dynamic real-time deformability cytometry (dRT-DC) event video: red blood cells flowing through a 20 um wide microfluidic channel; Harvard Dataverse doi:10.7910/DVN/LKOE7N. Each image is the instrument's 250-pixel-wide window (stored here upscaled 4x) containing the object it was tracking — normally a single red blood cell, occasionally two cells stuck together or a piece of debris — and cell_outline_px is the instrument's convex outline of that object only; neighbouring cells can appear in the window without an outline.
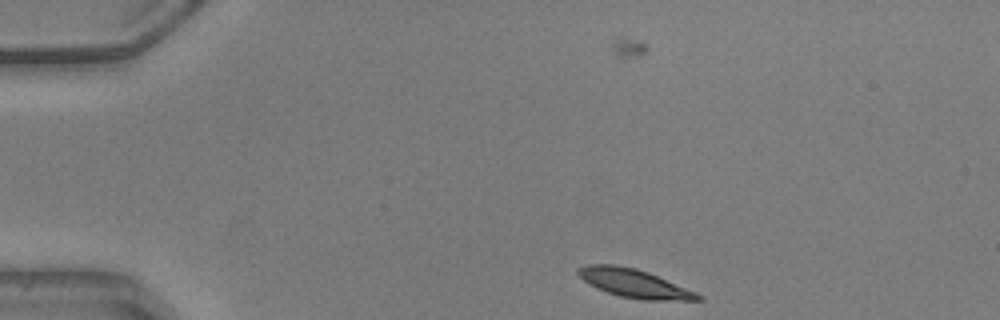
{"species": "common noctule bat (a hibernating species)", "species_latin": "Nyctalus noctula", "temperature_condition": "warm", "stored_images_in_passage": 11, "camera_frame_rate_fps": 3000, "um_per_image_px": 0.085, "animal": {"sex": "male", "body_mass_g": 20.5, "forearm_length_mm": 52.5}, "frame": {"image": 1, "passage_image": 1, "time_ms": 0.0, "image_size_px": [1000, 320], "cell_outline_px": [[704, 300], [644, 300], [620, 296], [596, 288], [584, 280], [576, 272], [576, 268], [588, 264], [616, 264], [636, 268], [648, 272], [696, 292], [704, 296]], "centroid_in_image_um": [53.91, 24.07], "position_along_channel_um": 31.1, "area_um2": 19.83}}
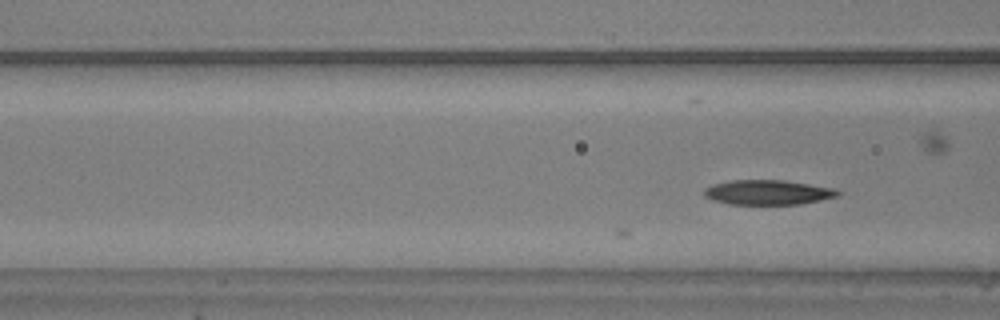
{"frame": {"image": 2, "passage_image": 11, "time_ms": 3.333, "image_size_px": [1000, 320], "cell_outline_px": [[840, 196], [800, 204], [728, 204], [712, 200], [704, 196], [704, 188], [712, 184], [732, 180], [784, 180], [836, 188], [840, 192]], "centroid_in_image_um": [65.27, 16.35], "position_along_channel_um": 101.3, "area_um2": 19.42}}